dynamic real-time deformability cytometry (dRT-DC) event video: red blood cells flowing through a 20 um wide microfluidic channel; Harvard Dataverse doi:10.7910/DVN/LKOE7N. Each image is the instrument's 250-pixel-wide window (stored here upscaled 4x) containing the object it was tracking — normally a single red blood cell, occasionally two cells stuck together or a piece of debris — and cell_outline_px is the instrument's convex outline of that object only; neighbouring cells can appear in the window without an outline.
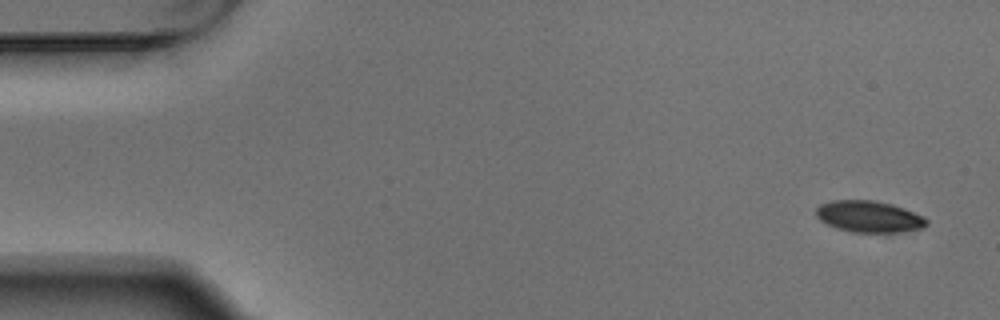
{"species": "Egyptian fruit bat (a non-hibernating species)", "species_latin": "Rousettus aegyptiacus", "temperature_condition": "warm", "stored_images_in_passage": 5, "camera_frame_rate_fps": 3000, "um_per_image_px": 0.085, "animal": {"sex": "male"}, "frame": {"image": 1, "passage_image": 1, "time_ms": 0.0, "image_size_px": [1000, 320], "cell_outline_px": [[928, 224], [924, 228], [900, 232], [852, 232], [836, 228], [820, 220], [816, 216], [816, 208], [820, 204], [832, 200], [876, 200], [892, 204], [904, 208], [924, 216], [928, 220]], "centroid_in_image_um": [73.89, 18.4], "position_along_channel_um": 11.1, "area_um2": 20.46}}
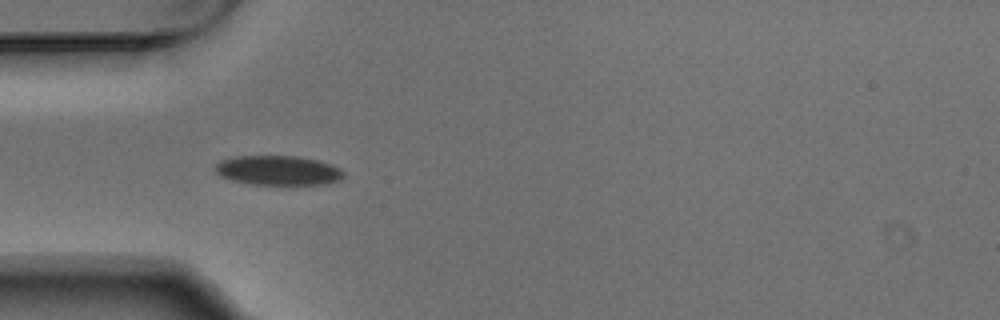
{"frame": {"image": 2, "passage_image": 4, "time_ms": 1.0, "image_size_px": [1000, 320], "cell_outline_px": [[344, 176], [340, 180], [328, 184], [252, 184], [232, 180], [220, 176], [212, 168], [220, 160], [236, 156], [300, 156], [332, 164], [340, 168], [344, 172]], "centroid_in_image_um": [23.64, 14.48], "position_along_channel_um": 61.4, "area_um2": 22.25}}
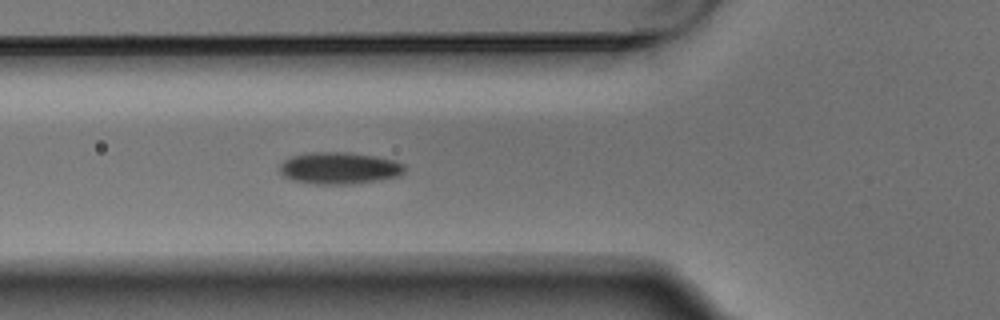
{"frame": {"image": 3, "passage_image": 5, "time_ms": 1.333, "image_size_px": [1000, 320], "cell_outline_px": [[404, 172], [400, 176], [380, 180], [352, 184], [316, 184], [292, 180], [284, 176], [280, 172], [280, 164], [284, 160], [292, 156], [304, 152], [348, 152], [376, 156], [396, 160], [404, 164]], "centroid_in_image_um": [28.86, 14.28], "position_along_channel_um": 96.9, "area_um2": 23.47}}